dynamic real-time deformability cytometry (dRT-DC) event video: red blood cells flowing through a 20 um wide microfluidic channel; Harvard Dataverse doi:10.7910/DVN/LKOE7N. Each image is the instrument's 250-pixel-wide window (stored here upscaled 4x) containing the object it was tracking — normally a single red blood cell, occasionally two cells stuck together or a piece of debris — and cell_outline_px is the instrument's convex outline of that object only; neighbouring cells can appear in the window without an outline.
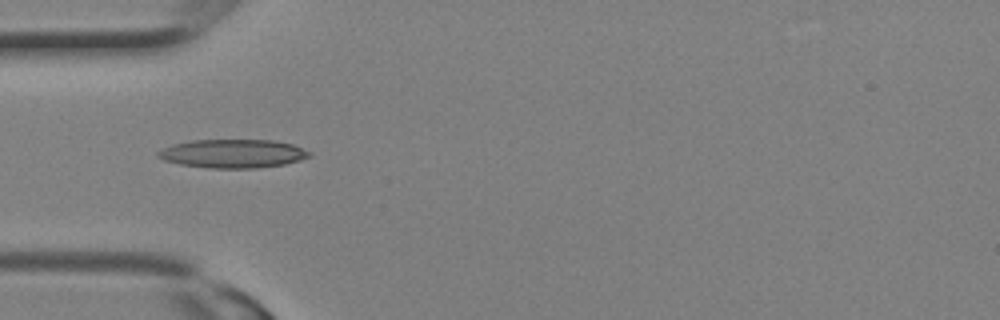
{"species": "Egyptian fruit bat (a non-hibernating species)", "species_latin": "Rousettus aegyptiacus", "temperature_condition": "room temperature", "stored_images_in_passage": 12, "camera_frame_rate_fps": 3000, "um_per_image_px": 0.085, "animal": {"sex": "female"}, "frame": {"image": 1, "passage_image": 1, "time_ms": 0.0, "image_size_px": [1000, 320], "cell_outline_px": [[312, 156], [300, 160], [284, 164], [256, 168], [208, 168], [180, 164], [164, 160], [156, 156], [156, 152], [172, 144], [192, 140], [272, 140], [292, 144], [312, 152]], "centroid_in_image_um": [19.79, 13.05], "position_along_channel_um": 65.2, "area_um2": 25.26}}
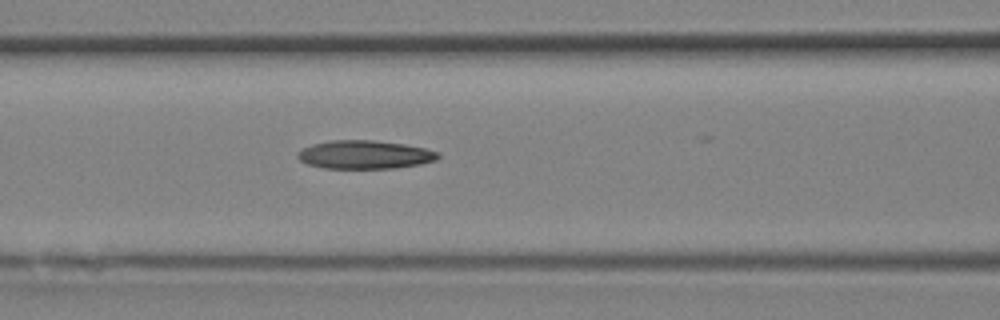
{"frame": {"image": 2, "passage_image": 4, "time_ms": 1.0, "image_size_px": [1000, 320], "cell_outline_px": [[440, 156], [436, 160], [420, 164], [392, 168], [324, 168], [308, 164], [300, 160], [296, 156], [296, 152], [300, 148], [312, 144], [332, 140], [372, 140], [404, 144], [424, 148], [440, 152]], "centroid_in_image_um": [30.97, 13.14], "position_along_channel_um": 135.6, "area_um2": 23.29}}
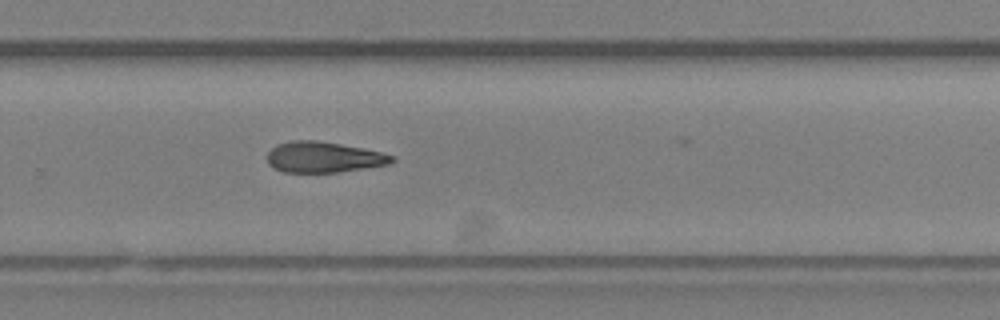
{"frame": {"image": 3, "passage_image": 11, "time_ms": 3.333, "image_size_px": [1000, 320], "cell_outline_px": [[396, 160], [388, 164], [364, 168], [336, 172], [284, 172], [268, 164], [268, 152], [276, 144], [292, 140], [316, 140], [364, 148], [396, 156]], "centroid_in_image_um": [27.51, 13.35], "position_along_channel_um": 302.3, "area_um2": 22.25}}